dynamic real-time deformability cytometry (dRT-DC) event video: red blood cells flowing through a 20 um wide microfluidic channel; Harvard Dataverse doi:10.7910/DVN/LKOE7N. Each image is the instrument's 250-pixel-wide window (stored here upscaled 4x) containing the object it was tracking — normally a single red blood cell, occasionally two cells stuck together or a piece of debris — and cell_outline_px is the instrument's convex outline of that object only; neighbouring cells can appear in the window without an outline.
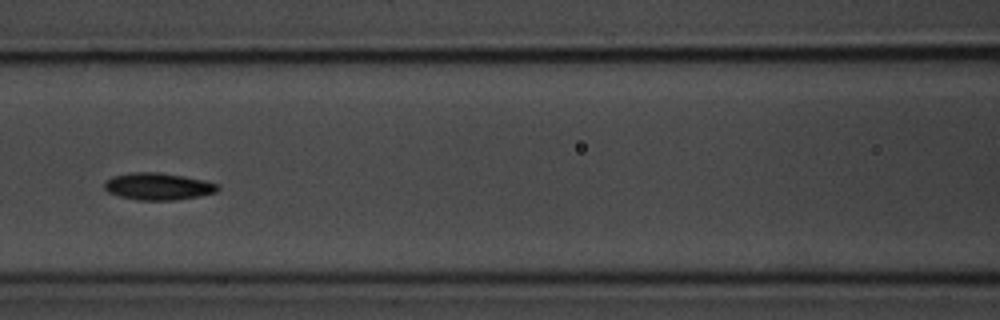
{"species": "common noctule bat (a hibernating species)", "species_latin": "Nyctalus noctula", "temperature_condition": "room temperature", "stored_images_in_passage": 8, "camera_frame_rate_fps": 3000, "um_per_image_px": 0.085, "animal": {"sex": "male", "body_mass_g": 20.1, "forearm_length_mm": 53.5}, "frame": {"image": 1, "passage_image": 6, "time_ms": 6.667, "image_size_px": [1000, 320], "cell_outline_px": [[220, 188], [216, 192], [200, 196], [176, 200], [136, 200], [120, 196], [108, 192], [104, 188], [104, 184], [112, 176], [132, 172], [160, 172], [184, 176], [204, 180], [220, 184]], "centroid_in_image_um": [13.47, 15.84], "position_along_channel_um": 153.1, "area_um2": 17.98}}
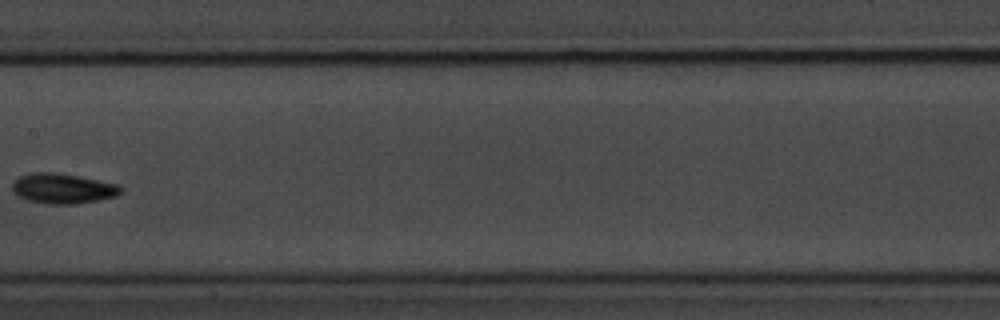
{"frame": {"image": 2, "passage_image": 7, "time_ms": 8.0, "image_size_px": [1000, 320], "cell_outline_px": [[124, 188], [116, 196], [76, 204], [48, 204], [28, 200], [16, 196], [12, 192], [12, 180], [20, 176], [32, 172], [56, 172], [116, 184]], "centroid_in_image_um": [5.26, 16.02], "position_along_channel_um": 202.1, "area_um2": 19.02}}
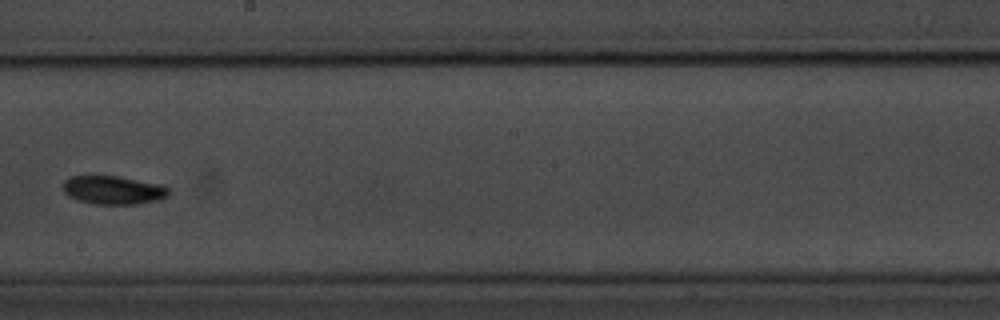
{"frame": {"image": 3, "passage_image": 8, "time_ms": 9.0, "image_size_px": [1000, 320], "cell_outline_px": [[172, 188], [168, 196], [160, 200], [136, 204], [96, 204], [76, 200], [68, 196], [60, 188], [64, 180], [72, 176], [88, 172], [120, 176], [160, 184]], "centroid_in_image_um": [9.57, 16.11], "position_along_channel_um": 238.6, "area_um2": 18.61}}